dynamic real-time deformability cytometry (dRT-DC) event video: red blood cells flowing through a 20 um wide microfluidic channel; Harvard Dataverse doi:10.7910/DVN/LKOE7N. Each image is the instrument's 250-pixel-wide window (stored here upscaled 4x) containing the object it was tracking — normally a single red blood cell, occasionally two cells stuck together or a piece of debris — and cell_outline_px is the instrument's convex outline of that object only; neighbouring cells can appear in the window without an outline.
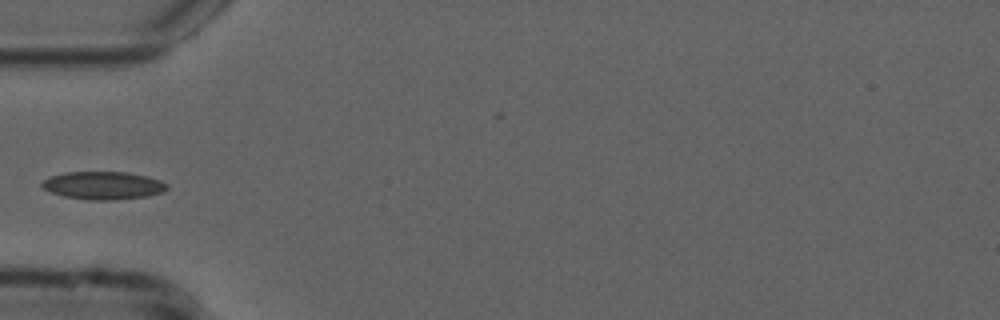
{"species": "common noctule bat (a hibernating species)", "species_latin": "Nyctalus noctula", "temperature_condition": "cold", "stored_images_in_passage": 30, "camera_frame_rate_fps": 3000, "um_per_image_px": 0.085, "animal": {"sex": "male", "forearm_length_mm": 52.5}, "frame": {"image": 1, "passage_image": 1, "time_ms": 0.0, "image_size_px": [1000, 320], "cell_outline_px": [[168, 188], [164, 192], [148, 196], [116, 200], [88, 200], [64, 196], [52, 192], [44, 188], [40, 184], [48, 176], [64, 172], [128, 172], [148, 176], [160, 180], [168, 184]], "centroid_in_image_um": [8.8, 15.76], "position_along_channel_um": 76.2, "area_um2": 20.52}}
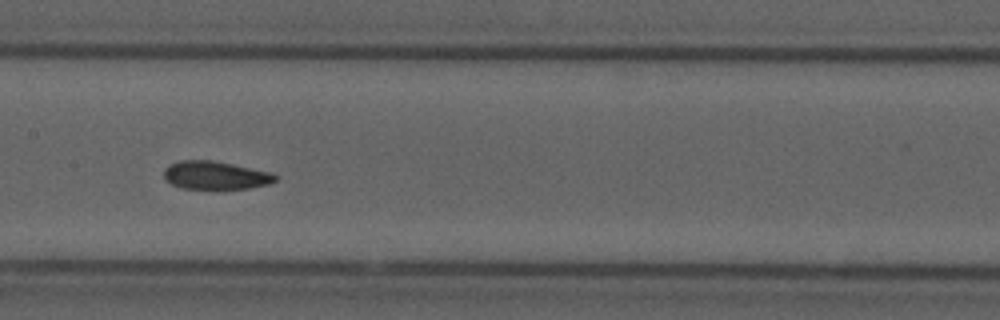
{"frame": {"image": 2, "passage_image": 10, "time_ms": 3.0, "image_size_px": [1000, 320], "cell_outline_px": [[280, 176], [276, 180], [268, 184], [248, 188], [180, 188], [164, 180], [164, 168], [168, 164], [180, 160], [212, 160], [272, 172]], "centroid_in_image_um": [18.29, 14.88], "position_along_channel_um": 189.1, "area_um2": 18.32}}
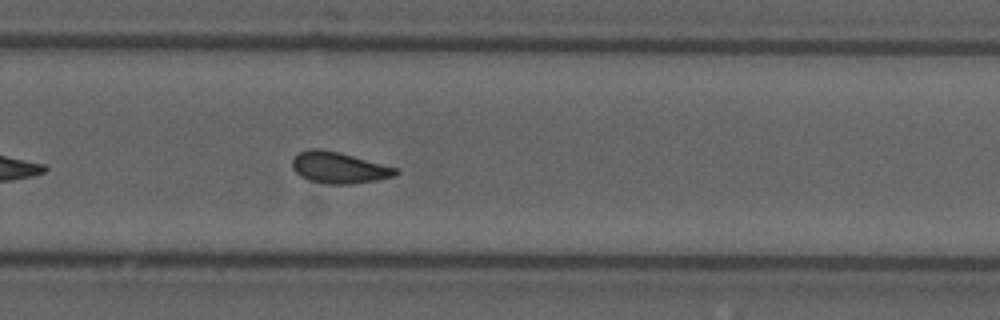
{"frame": {"image": 3, "passage_image": 19, "time_ms": 6.0, "image_size_px": [1000, 320], "cell_outline_px": [[400, 172], [396, 176], [376, 180], [352, 184], [324, 184], [308, 180], [300, 176], [292, 168], [292, 160], [300, 152], [312, 148], [320, 148], [340, 152], [400, 168]], "centroid_in_image_um": [28.85, 14.25], "position_along_channel_um": 300.9, "area_um2": 19.19}}